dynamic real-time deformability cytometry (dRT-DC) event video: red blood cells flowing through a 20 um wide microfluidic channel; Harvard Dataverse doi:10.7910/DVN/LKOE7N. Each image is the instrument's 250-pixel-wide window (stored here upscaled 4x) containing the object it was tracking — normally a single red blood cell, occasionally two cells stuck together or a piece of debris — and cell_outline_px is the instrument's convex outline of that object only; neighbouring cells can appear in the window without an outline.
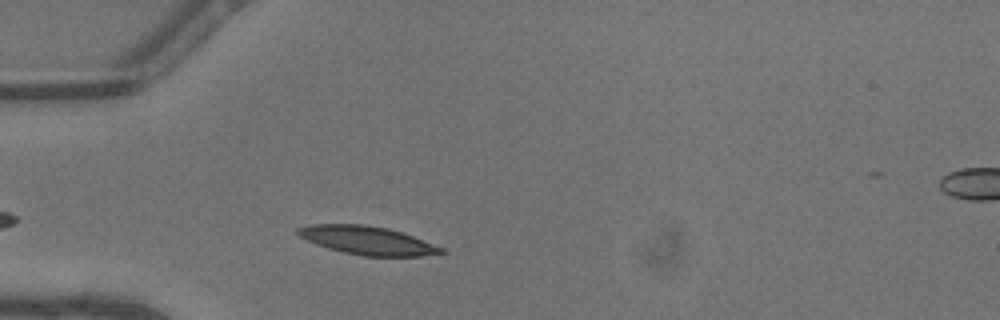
{"species": "common noctule bat (a hibernating species)", "species_latin": "Nyctalus noctula", "temperature_condition": "warm", "stored_images_in_passage": 28, "camera_frame_rate_fps": 3000, "um_per_image_px": 0.085, "animal": {"sex": "male", "body_mass_g": 13.3}, "frame": {"image": 1, "passage_image": 4, "time_ms": 1.0, "image_size_px": [1000, 320], "cell_outline_px": [[448, 252], [420, 256], [364, 256], [344, 252], [328, 248], [316, 244], [300, 236], [296, 232], [296, 228], [312, 224], [364, 224], [388, 228], [412, 236], [444, 248]], "centroid_in_image_um": [31.23, 20.43], "position_along_channel_um": 53.8, "area_um2": 23.52}}
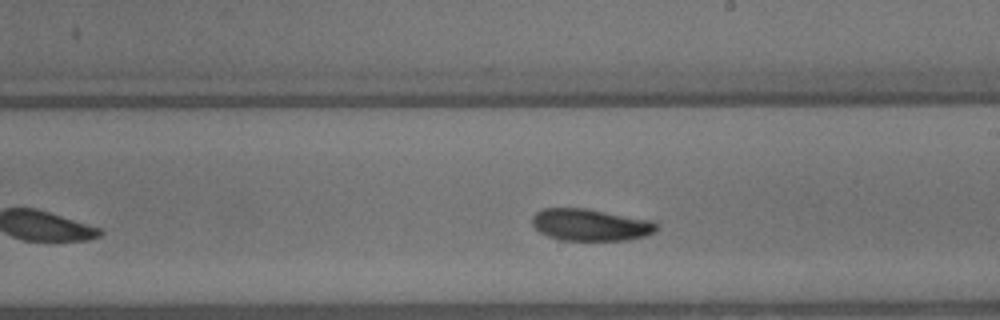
{"frame": {"image": 2, "passage_image": 17, "time_ms": 5.333, "image_size_px": [1000, 320], "cell_outline_px": [[656, 232], [644, 236], [628, 240], [564, 240], [548, 236], [540, 232], [532, 224], [532, 216], [536, 212], [544, 208], [584, 208], [652, 220], [656, 224]], "centroid_in_image_um": [50.18, 19.11], "position_along_channel_um": 238.8, "area_um2": 23.0}}
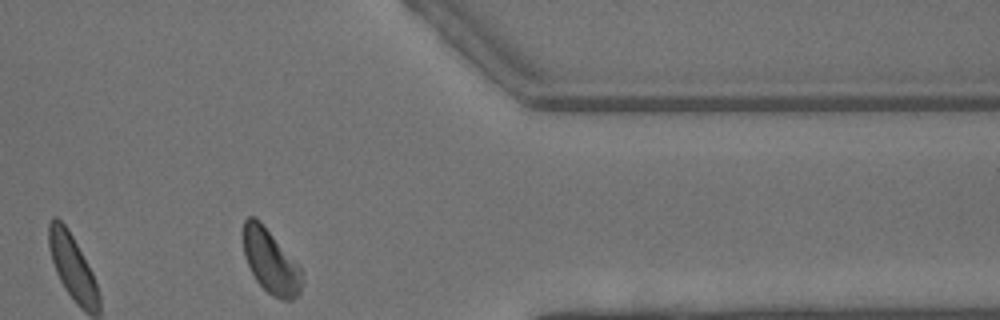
{"frame": {"image": 3, "passage_image": 28, "time_ms": 9.0, "image_size_px": [1000, 320], "cell_outline_px": [[304, 280], [300, 292], [292, 300], [280, 300], [272, 296], [256, 280], [244, 256], [244, 220], [248, 216], [252, 216], [260, 220], [300, 264]], "centroid_in_image_um": [23.06, 22.23], "position_along_channel_um": 388.3, "area_um2": 22.2}, "authors_computed_cell_mechanics": {"area_um2": 23.0911, "velocity_mm_per_s": 4.5219, "shape_relaxation_time_tau1_ms": 2.8143, "shape_relaxation_time_tau2_ms": null, "deformation_change_tau1": 0.1171, "deformation_change_tau2": null}}